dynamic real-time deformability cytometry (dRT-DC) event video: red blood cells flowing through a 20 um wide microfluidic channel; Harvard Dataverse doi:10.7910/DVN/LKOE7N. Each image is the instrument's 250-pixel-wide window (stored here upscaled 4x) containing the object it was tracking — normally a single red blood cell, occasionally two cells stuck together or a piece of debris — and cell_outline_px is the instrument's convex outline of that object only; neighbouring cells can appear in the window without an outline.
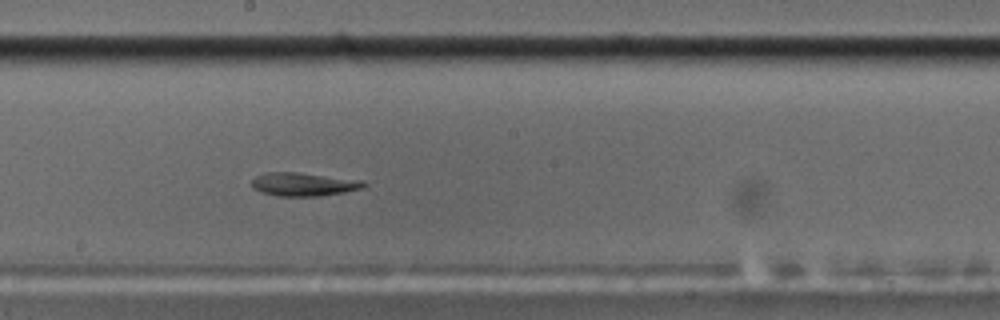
{"species": "common noctule bat (a hibernating species)", "species_latin": "Nyctalus noctula", "temperature_condition": "cold", "stored_images_in_passage": 48, "camera_frame_rate_fps": 3000, "um_per_image_px": 0.085, "animal": {"sex": "male", "body_mass_g": 17.5, "forearm_length_mm": 52.3}, "frame": {"image": 1, "passage_image": 21, "time_ms": 6.667, "image_size_px": [1000, 320], "cell_outline_px": [[368, 184], [364, 188], [344, 192], [320, 196], [276, 196], [260, 192], [252, 188], [252, 180], [256, 176], [264, 172], [296, 172], [364, 180]], "centroid_in_image_um": [25.82, 15.66], "position_along_channel_um": 222.4, "area_um2": 15.49}, "authors_computed_cell_mechanics": {"area_um2": 16.6464, "velocity_mm_per_s": 3.4779, "shape_relaxation_time_tau1_ms": null, "shape_relaxation_time_tau2_ms": 4.4083, "deformation_change_tau1": null, "deformation_change_tau2": 0.1093}}